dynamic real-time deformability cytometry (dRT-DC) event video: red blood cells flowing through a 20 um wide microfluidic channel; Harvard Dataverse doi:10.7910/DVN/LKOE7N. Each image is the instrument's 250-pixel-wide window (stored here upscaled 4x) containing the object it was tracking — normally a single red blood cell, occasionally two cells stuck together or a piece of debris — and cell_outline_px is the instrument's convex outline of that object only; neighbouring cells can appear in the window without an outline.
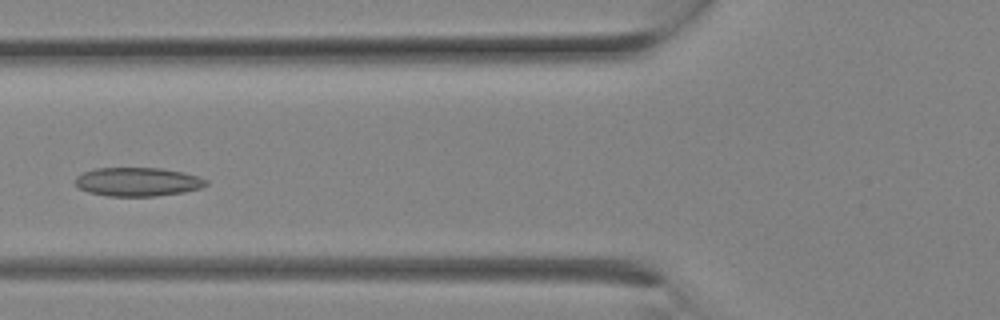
{"species": "Egyptian fruit bat (a non-hibernating species)", "species_latin": "Rousettus aegyptiacus", "temperature_condition": "room temperature", "stored_images_in_passage": 9, "camera_frame_rate_fps": 3000, "um_per_image_px": 0.085, "animal": {"sex": "female"}, "frame": {"image": 1, "passage_image": 8, "time_ms": 2.333, "image_size_px": [1000, 320], "cell_outline_px": [[208, 184], [200, 188], [184, 192], [152, 196], [108, 196], [88, 192], [80, 188], [76, 184], [76, 176], [84, 172], [96, 168], [164, 168], [184, 172], [200, 176], [208, 180]], "centroid_in_image_um": [11.75, 15.45], "position_along_channel_um": 114.1, "area_um2": 21.96}}